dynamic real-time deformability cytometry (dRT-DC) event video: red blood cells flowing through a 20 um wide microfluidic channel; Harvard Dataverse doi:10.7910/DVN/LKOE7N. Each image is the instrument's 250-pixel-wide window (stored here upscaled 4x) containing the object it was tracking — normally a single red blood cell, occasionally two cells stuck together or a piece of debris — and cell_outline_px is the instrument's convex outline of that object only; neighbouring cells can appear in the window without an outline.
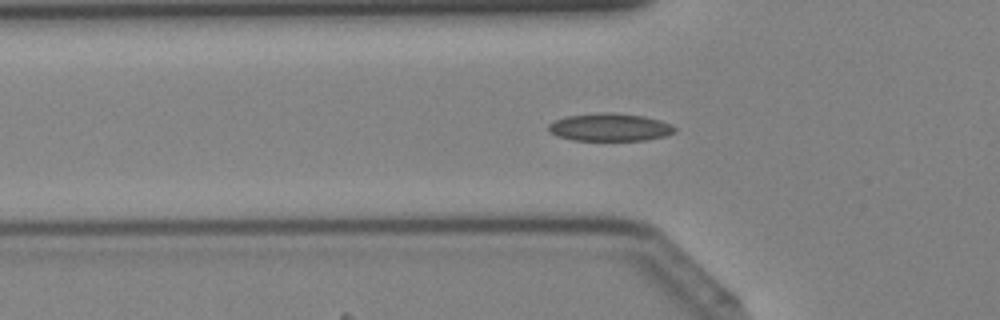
{"species": "Egyptian fruit bat (a non-hibernating species)", "species_latin": "Rousettus aegyptiacus", "temperature_condition": "cold", "stored_images_in_passage": 31, "camera_frame_rate_fps": 3000, "um_per_image_px": 0.085, "animal": {"sex": "female"}, "frame": {"image": 1, "passage_image": 7, "time_ms": 2.0, "image_size_px": [1000, 320], "cell_outline_px": [[676, 132], [664, 136], [644, 140], [572, 140], [556, 136], [548, 132], [548, 124], [564, 116], [600, 112], [612, 112], [644, 116], [660, 120], [672, 124], [676, 128]], "centroid_in_image_um": [51.82, 10.81], "position_along_channel_um": 74.0, "area_um2": 20.63}}
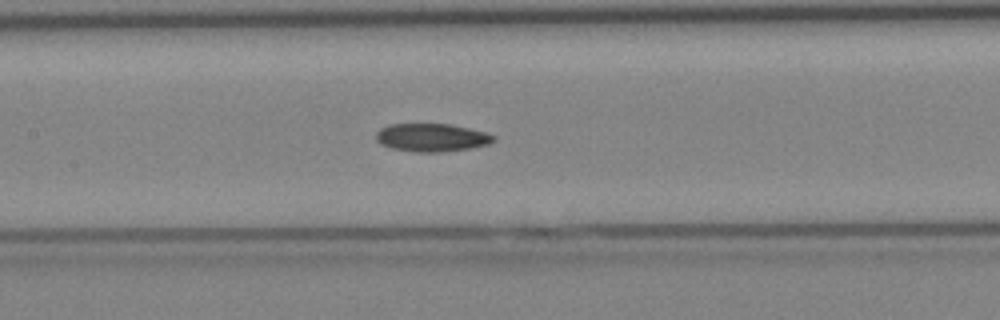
{"frame": {"image": 2, "passage_image": 13, "time_ms": 4.0, "image_size_px": [1000, 320], "cell_outline_px": [[496, 140], [488, 144], [472, 148], [440, 152], [416, 152], [392, 148], [380, 144], [376, 140], [376, 132], [380, 128], [388, 124], [448, 124], [488, 132], [496, 136]], "centroid_in_image_um": [36.71, 11.69], "position_along_channel_um": 170.7, "area_um2": 19.36}}
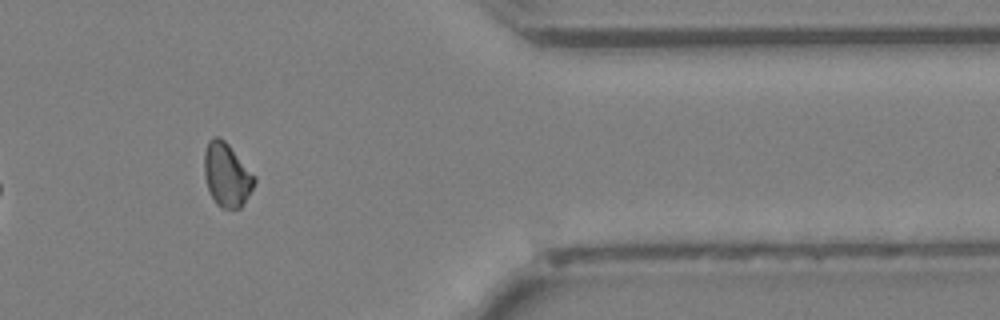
{"frame": {"image": 3, "passage_image": 28, "time_ms": 9.0, "image_size_px": [1000, 320], "cell_outline_px": [[256, 180], [252, 188], [240, 208], [224, 208], [216, 204], [208, 188], [204, 176], [204, 152], [208, 140], [216, 136], [220, 136], [228, 144], [256, 176]], "centroid_in_image_um": [19.26, 14.83], "position_along_channel_um": 392.1, "area_um2": 18.44}}